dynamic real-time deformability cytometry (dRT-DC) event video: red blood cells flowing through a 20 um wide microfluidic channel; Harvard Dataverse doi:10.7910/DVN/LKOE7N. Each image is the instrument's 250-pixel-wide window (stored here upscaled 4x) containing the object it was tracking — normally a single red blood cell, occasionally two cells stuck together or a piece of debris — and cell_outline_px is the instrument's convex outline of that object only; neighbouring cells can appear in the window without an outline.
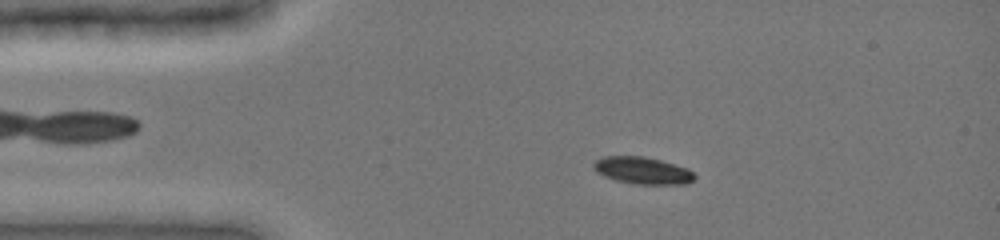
{"species": "common noctule bat (a hibernating species)", "species_latin": "Nyctalus noctula", "temperature_condition": "cold", "stored_images_in_passage": 47, "camera_frame_rate_fps": 3000, "um_per_image_px": 0.085, "animal": {"sex": "female", "body_mass_g": 19.0, "forearm_length_mm": 51.5}, "frame": {"image": 1, "passage_image": 9, "time_ms": 2.667, "image_size_px": [1000, 240], "cell_outline_px": [[696, 176], [688, 184], [636, 184], [616, 180], [604, 176], [596, 172], [592, 168], [592, 164], [596, 160], [604, 156], [644, 156], [660, 160], [688, 168]], "centroid_in_image_um": [54.6, 14.49], "position_along_channel_um": 30.4, "area_um2": 15.95}}
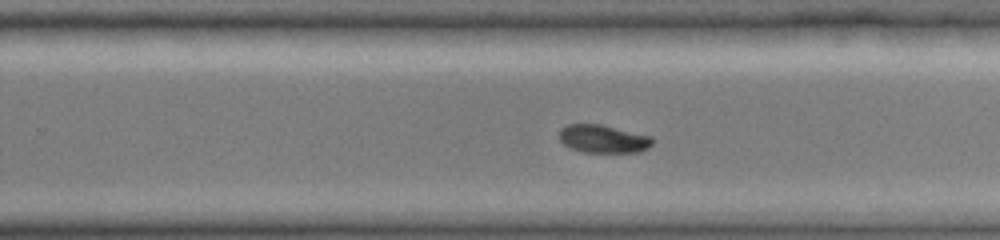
{"frame": {"image": 2, "passage_image": 31, "time_ms": 10.0, "image_size_px": [1000, 240], "cell_outline_px": [[652, 144], [648, 148], [640, 152], [584, 152], [572, 148], [564, 144], [560, 140], [560, 128], [568, 124], [600, 124], [652, 136]], "centroid_in_image_um": [51.28, 11.8], "position_along_channel_um": 278.5, "area_um2": 15.14}}
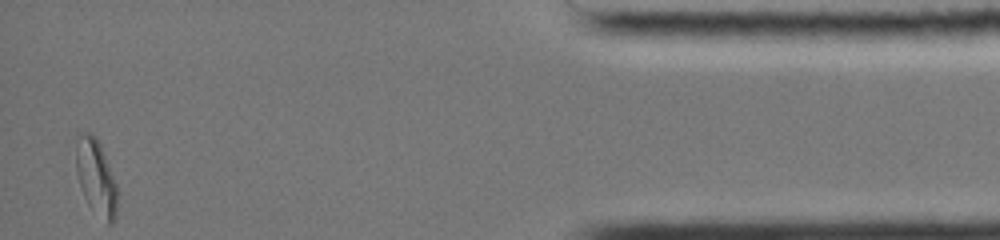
{"frame": {"image": 3, "passage_image": 47, "time_ms": 15.333, "image_size_px": [1000, 240], "cell_outline_px": [[116, 220], [112, 224], [108, 224], [88, 204], [84, 196], [76, 172], [76, 136], [84, 132], [88, 132], [96, 136], [100, 144], [116, 184]], "centroid_in_image_um": [8.15, 15.04], "position_along_channel_um": 427.1, "area_um2": 17.92}, "authors_computed_cell_mechanics": {"area_um2": 16.2418, "velocity_mm_per_s": 3.9272, "shape_relaxation_time_tau1_ms": 4.0115, "shape_relaxation_time_tau2_ms": null, "deformation_change_tau1": 0.1003, "deformation_change_tau2": null}}